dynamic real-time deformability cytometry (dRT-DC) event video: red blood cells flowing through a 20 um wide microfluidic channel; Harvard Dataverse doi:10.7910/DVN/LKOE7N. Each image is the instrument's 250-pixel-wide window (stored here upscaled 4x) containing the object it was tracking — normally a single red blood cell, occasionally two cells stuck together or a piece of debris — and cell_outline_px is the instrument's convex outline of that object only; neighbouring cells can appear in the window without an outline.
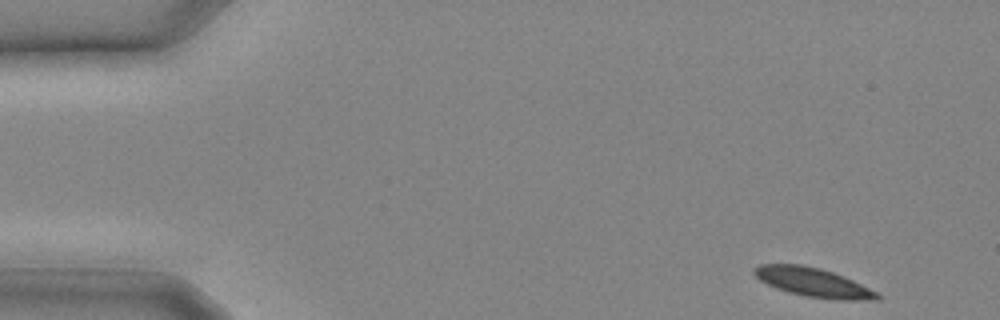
{"species": "common noctule bat (a hibernating species)", "species_latin": "Nyctalus noctula", "temperature_condition": "cold", "stored_images_in_passage": 12, "camera_frame_rate_fps": 3000, "um_per_image_px": 0.085, "animal": {"sex": "male", "body_mass_g": 20.4}, "frame": {"image": 1, "passage_image": 1, "time_ms": 0.0, "image_size_px": [1000, 320], "cell_outline_px": [[884, 296], [880, 300], [836, 300], [808, 296], [788, 292], [776, 288], [760, 280], [752, 272], [752, 268], [760, 264], [800, 264], [820, 268], [844, 276], [880, 292]], "centroid_in_image_um": [69.19, 24.01], "position_along_channel_um": 15.8, "area_um2": 21.04}}
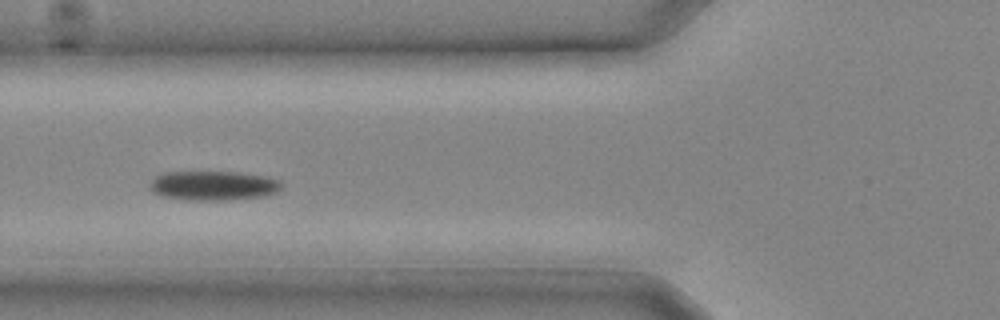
{"frame": {"image": 2, "passage_image": 9, "time_ms": 2.667, "image_size_px": [1000, 320], "cell_outline_px": [[284, 184], [276, 192], [260, 196], [224, 200], [184, 200], [160, 196], [152, 192], [152, 180], [156, 176], [164, 172], [240, 172], [264, 176], [280, 180]], "centroid_in_image_um": [18.13, 15.77], "position_along_channel_um": 107.7, "area_um2": 22.48}}
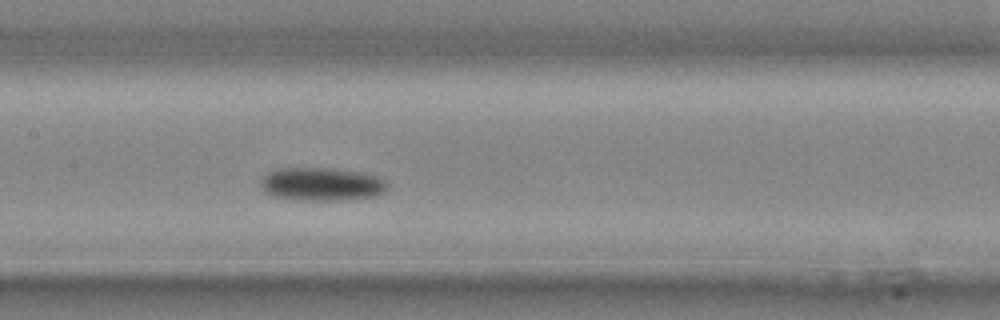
{"frame": {"image": 3, "passage_image": 12, "time_ms": 3.667, "image_size_px": [1000, 320], "cell_outline_px": [[388, 188], [384, 192], [376, 196], [336, 200], [300, 200], [272, 196], [264, 192], [260, 188], [260, 180], [268, 172], [280, 168], [336, 168], [360, 172], [380, 176], [388, 184]], "centroid_in_image_um": [27.33, 15.64], "position_along_channel_um": 180.1, "area_um2": 24.8}}